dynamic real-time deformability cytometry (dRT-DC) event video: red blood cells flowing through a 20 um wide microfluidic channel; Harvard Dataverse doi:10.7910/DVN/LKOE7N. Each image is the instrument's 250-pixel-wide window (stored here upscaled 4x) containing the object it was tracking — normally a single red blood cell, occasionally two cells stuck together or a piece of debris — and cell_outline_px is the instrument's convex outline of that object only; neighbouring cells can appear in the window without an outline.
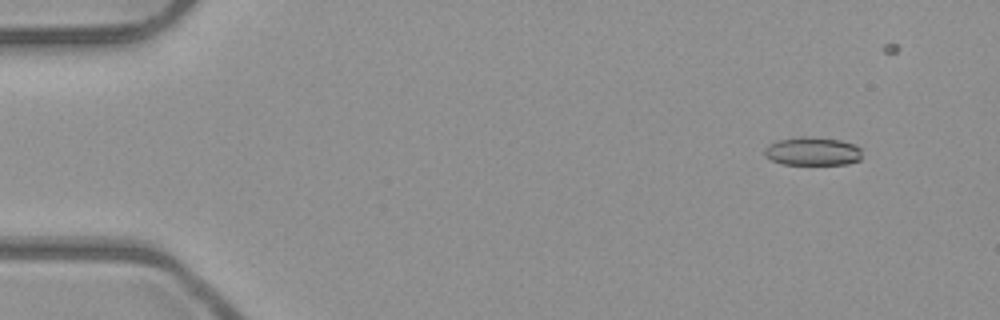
{"species": "common noctule bat (a hibernating species)", "species_latin": "Nyctalus noctula", "temperature_condition": "room temperature", "stored_images_in_passage": 4, "camera_frame_rate_fps": 3000, "um_per_image_px": 0.085, "animal": {"sex": "male", "body_mass_g": 23.1, "forearm_length_mm": 52.7}, "frame": {"image": 1, "passage_image": 1, "time_ms": 0.0, "image_size_px": [1000, 320], "cell_outline_px": [[860, 160], [848, 164], [784, 164], [772, 160], [764, 156], [764, 148], [768, 144], [776, 140], [800, 136], [808, 136], [840, 140], [852, 144], [860, 148]], "centroid_in_image_um": [69.02, 12.85], "position_along_channel_um": 16.0, "area_um2": 16.18}}
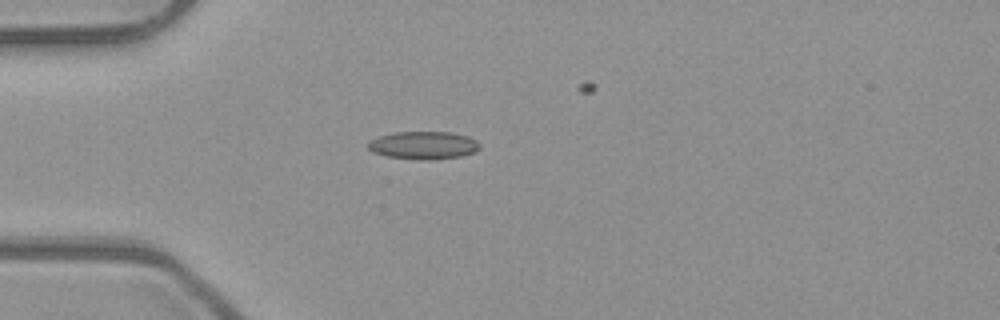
{"frame": {"image": 2, "passage_image": 3, "time_ms": 0.667, "image_size_px": [1000, 320], "cell_outline_px": [[480, 148], [476, 152], [460, 156], [432, 160], [420, 160], [388, 156], [372, 152], [368, 148], [368, 144], [372, 140], [380, 136], [392, 132], [452, 132], [468, 136], [476, 140], [480, 144]], "centroid_in_image_um": [36.03, 12.35], "position_along_channel_um": 49.0, "area_um2": 18.15}}